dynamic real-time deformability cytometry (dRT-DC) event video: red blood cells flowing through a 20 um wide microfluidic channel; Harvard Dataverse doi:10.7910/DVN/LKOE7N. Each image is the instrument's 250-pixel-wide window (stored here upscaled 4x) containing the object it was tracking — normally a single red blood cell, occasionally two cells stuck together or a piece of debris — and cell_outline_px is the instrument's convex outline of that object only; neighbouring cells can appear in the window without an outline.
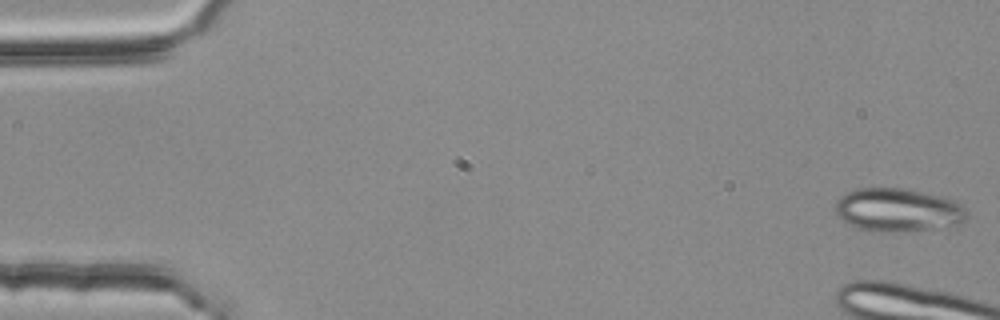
{"species": "common noctule bat (a hibernating species)", "species_latin": "Nyctalus noctula", "temperature_condition": "room temperature", "stored_images_in_passage": 9, "camera_frame_rate_fps": 3000, "um_per_image_px": 0.085, "animal": {"sex": "female", "body_mass_g": 25.1}, "frame": {"image": 1, "passage_image": 1, "time_ms": 0.0, "image_size_px": [1000, 320], "cell_outline_px": [[968, 216], [956, 228], [904, 232], [876, 232], [860, 228], [848, 224], [836, 216], [836, 200], [840, 196], [856, 188], [904, 188], [956, 200], [964, 204], [968, 212]], "centroid_in_image_um": [76.41, 17.88], "position_along_channel_um": 8.6, "area_um2": 34.16}}